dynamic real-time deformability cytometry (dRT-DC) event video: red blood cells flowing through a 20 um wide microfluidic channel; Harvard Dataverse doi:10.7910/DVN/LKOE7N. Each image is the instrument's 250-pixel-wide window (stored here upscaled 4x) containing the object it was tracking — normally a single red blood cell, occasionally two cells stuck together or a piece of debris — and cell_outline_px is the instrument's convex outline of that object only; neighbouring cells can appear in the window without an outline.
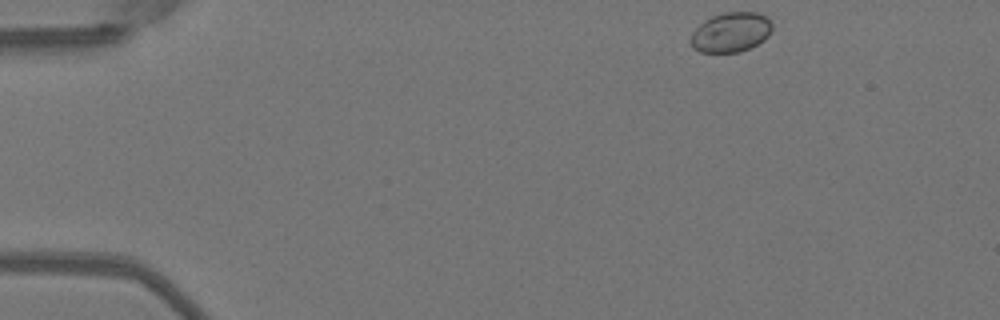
{"species": "Egyptian fruit bat (a non-hibernating species)", "species_latin": "Rousettus aegyptiacus", "temperature_condition": "warm", "stored_images_in_passage": 45, "camera_frame_rate_fps": 3000, "um_per_image_px": 0.085, "animal": {"sex": "female"}, "frame": {"image": 1, "passage_image": 1, "time_ms": 0.0, "image_size_px": [1000, 320], "cell_outline_px": [[772, 28], [768, 36], [764, 40], [740, 52], [700, 52], [692, 48], [688, 40], [692, 32], [704, 20], [712, 16], [724, 12], [756, 12], [768, 16], [772, 24]], "centroid_in_image_um": [62.1, 2.73], "position_along_channel_um": 22.9, "area_um2": 19.07}}
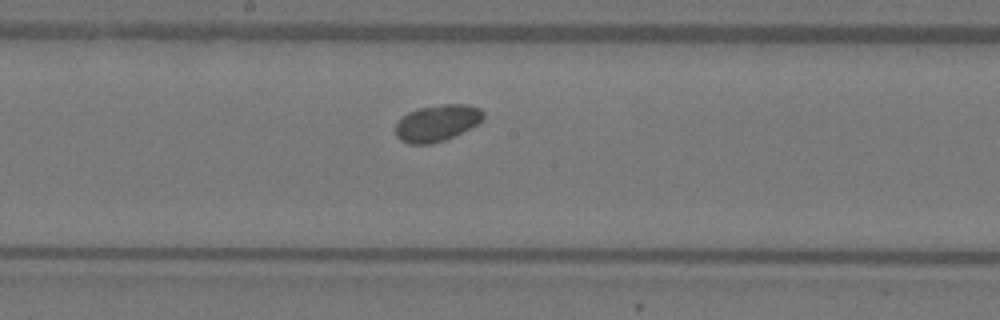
{"frame": {"image": 2, "passage_image": 22, "time_ms": 7.0, "image_size_px": [1000, 320], "cell_outline_px": [[484, 120], [444, 140], [432, 144], [408, 144], [400, 140], [396, 136], [396, 124], [408, 112], [416, 108], [444, 104], [468, 104], [480, 108], [484, 112]], "centroid_in_image_um": [37.15, 10.44], "position_along_channel_um": 211.1, "area_um2": 18.61}}
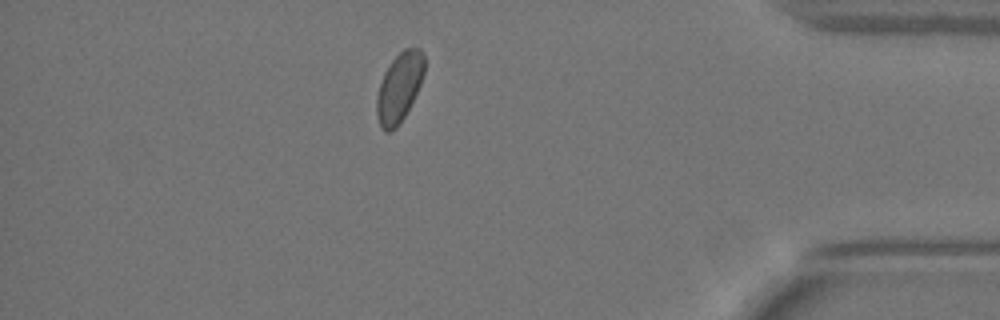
{"frame": {"image": 3, "passage_image": 39, "time_ms": 12.667, "image_size_px": [1000, 320], "cell_outline_px": [[424, 72], [420, 84], [404, 116], [396, 128], [388, 132], [384, 132], [380, 128], [376, 116], [376, 96], [384, 72], [392, 60], [404, 48], [420, 48], [424, 56]], "centroid_in_image_um": [33.91, 7.44], "position_along_channel_um": 401.3, "area_um2": 19.07}, "authors_computed_cell_mechanics": {"area_um2": 18.785, "velocity_mm_per_s": 3.9847, "shape_relaxation_time_tau1_ms": null, "shape_relaxation_time_tau2_ms": 4.6612, "deformation_change_tau1": null, "deformation_change_tau2": 0.0587}}